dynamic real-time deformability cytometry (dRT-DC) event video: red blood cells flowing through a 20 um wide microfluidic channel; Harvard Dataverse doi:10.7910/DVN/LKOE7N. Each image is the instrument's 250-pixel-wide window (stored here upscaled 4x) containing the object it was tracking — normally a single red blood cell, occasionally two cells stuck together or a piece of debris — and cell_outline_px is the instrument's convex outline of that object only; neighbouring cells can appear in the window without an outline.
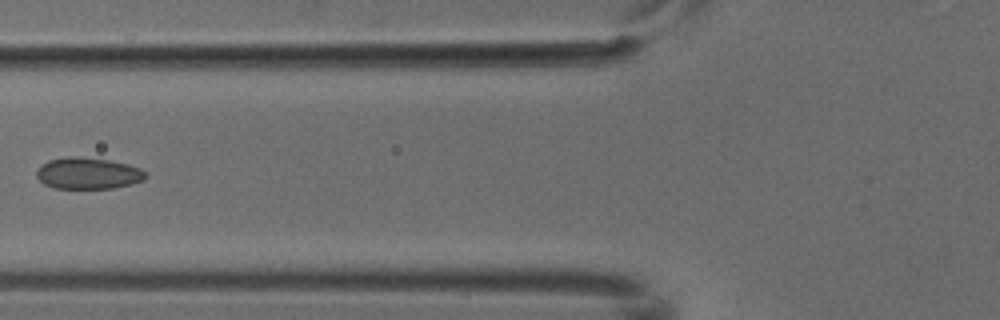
{"species": "common noctule bat (a hibernating species)", "species_latin": "Nyctalus noctula", "temperature_condition": "cold", "stored_images_in_passage": 6, "camera_frame_rate_fps": 3000, "um_per_image_px": 0.085, "animal": {"sex": "male", "body_mass_g": 18.8}, "frame": {"image": 1, "passage_image": 5, "time_ms": 1.333, "image_size_px": [1000, 320], "cell_outline_px": [[148, 176], [144, 180], [132, 184], [112, 188], [52, 188], [44, 184], [36, 176], [36, 172], [40, 164], [48, 160], [68, 156], [76, 156], [108, 160], [128, 164], [140, 168]], "centroid_in_image_um": [7.46, 14.73], "position_along_channel_um": 118.3, "area_um2": 20.11}}
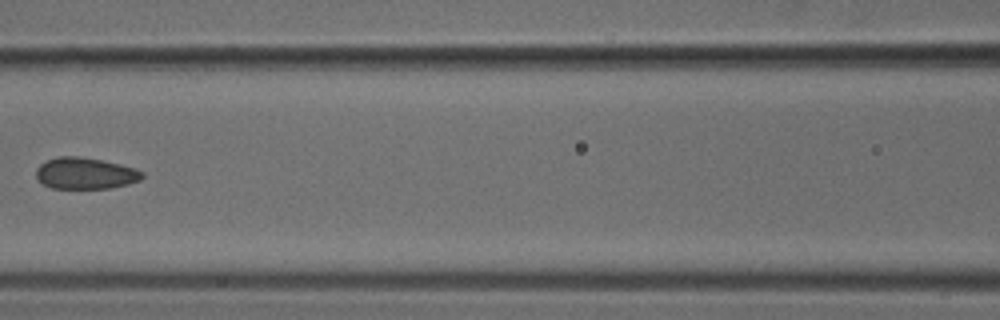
{"frame": {"image": 2, "passage_image": 6, "time_ms": 1.667, "image_size_px": [1000, 320], "cell_outline_px": [[144, 176], [140, 180], [128, 184], [108, 188], [52, 188], [36, 180], [36, 168], [40, 164], [48, 160], [60, 156], [80, 156], [120, 164], [136, 168], [144, 172]], "centroid_in_image_um": [7.25, 14.73], "position_along_channel_um": 159.3, "area_um2": 19.48}}